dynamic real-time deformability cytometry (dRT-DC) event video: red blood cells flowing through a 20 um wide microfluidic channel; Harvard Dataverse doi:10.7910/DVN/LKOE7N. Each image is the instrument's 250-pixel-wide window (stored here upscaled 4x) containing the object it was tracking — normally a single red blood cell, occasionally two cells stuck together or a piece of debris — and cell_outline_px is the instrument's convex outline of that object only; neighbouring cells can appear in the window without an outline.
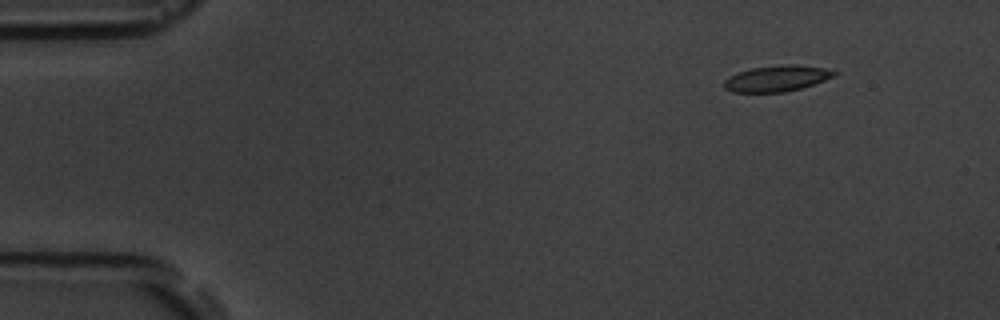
{"species": "common noctule bat (a hibernating species)", "species_latin": "Nyctalus noctula", "temperature_condition": "room temperature", "stored_images_in_passage": 4, "camera_frame_rate_fps": 3000, "um_per_image_px": 0.085, "animal": {"sex": "male", "body_mass_g": 19.5, "forearm_length_mm": 54.6}, "frame": {"image": 1, "passage_image": 1, "time_ms": 0.0, "image_size_px": [1000, 320], "cell_outline_px": [[840, 72], [836, 76], [800, 88], [784, 92], [732, 92], [724, 88], [724, 80], [740, 72], [752, 68], [780, 64], [796, 64], [824, 68]], "centroid_in_image_um": [66.06, 6.66], "position_along_channel_um": 18.9, "area_um2": 16.59}}
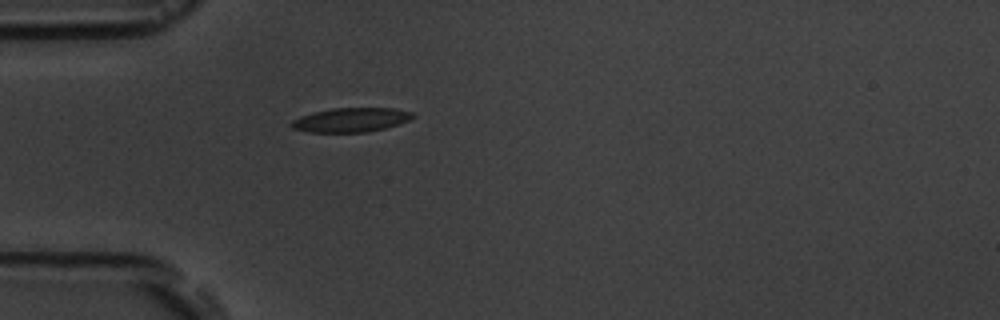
{"frame": {"image": 2, "passage_image": 4, "time_ms": 3.333, "image_size_px": [1000, 320], "cell_outline_px": [[416, 116], [408, 120], [384, 128], [364, 132], [308, 132], [292, 128], [288, 124], [292, 120], [300, 116], [312, 112], [332, 108], [396, 108], [412, 112]], "centroid_in_image_um": [29.78, 10.18], "position_along_channel_um": 55.2, "area_um2": 17.11}}